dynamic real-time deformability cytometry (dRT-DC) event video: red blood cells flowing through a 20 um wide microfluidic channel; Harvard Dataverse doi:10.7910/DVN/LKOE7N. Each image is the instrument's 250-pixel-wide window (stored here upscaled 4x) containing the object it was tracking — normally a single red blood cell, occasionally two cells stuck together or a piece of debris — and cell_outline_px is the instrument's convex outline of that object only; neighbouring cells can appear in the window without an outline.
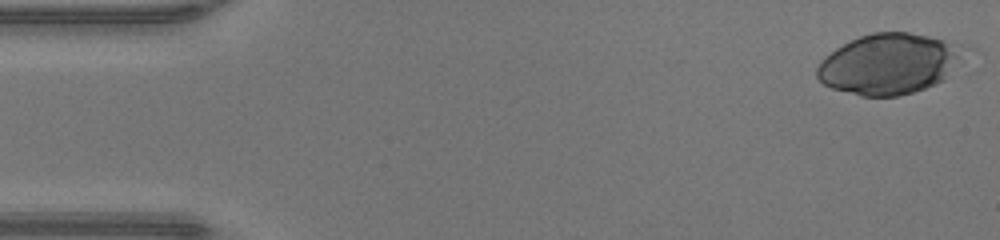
{"species": "human", "species_latin": "Homo sapiens", "temperature_condition": "warm", "stored_images_in_passage": 47, "camera_frame_rate_fps": 3000, "um_per_image_px": 0.085, "donor": {"sex": "male"}, "frame": {"image": 1, "passage_image": 1, "time_ms": 0.0, "image_size_px": [1000, 240], "cell_outline_px": [[964, 48], [944, 80], [936, 84], [912, 92], [896, 96], [860, 96], [832, 88], [824, 84], [816, 76], [816, 68], [820, 60], [836, 48], [860, 36], [872, 32], [908, 32], [928, 36], [960, 44]], "centroid_in_image_um": [75.5, 5.43], "position_along_channel_um": 9.5, "area_um2": 51.15}}
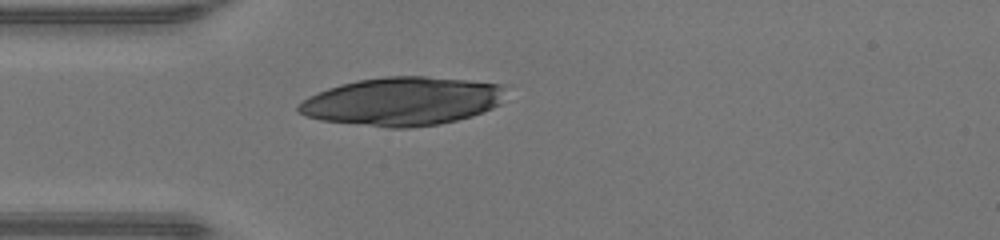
{"frame": {"image": 2, "passage_image": 13, "time_ms": 4.0, "image_size_px": [1000, 240], "cell_outline_px": [[504, 84], [500, 104], [484, 112], [472, 116], [440, 124], [412, 128], [388, 128], [320, 120], [308, 116], [300, 112], [296, 108], [308, 96], [328, 88], [340, 84], [356, 80], [384, 76], [424, 76], [468, 80]], "centroid_in_image_um": [34.2, 8.61], "position_along_channel_um": 50.8, "area_um2": 58.49}}
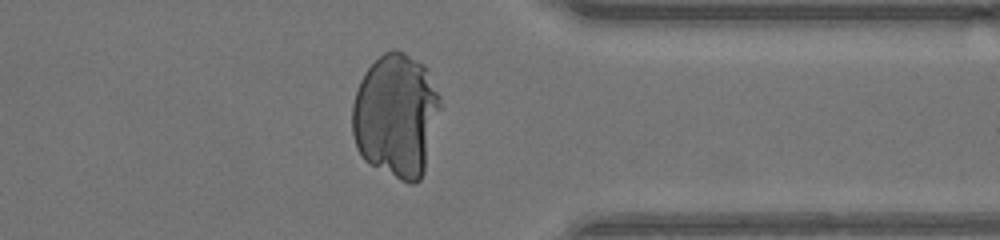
{"frame": {"image": 3, "passage_image": 37, "time_ms": 12.0, "image_size_px": [1000, 240], "cell_outline_px": [[440, 108], [424, 172], [420, 180], [412, 184], [400, 180], [368, 164], [364, 160], [356, 148], [352, 132], [352, 104], [360, 80], [364, 72], [384, 52], [392, 48], [396, 48], [404, 52], [424, 64], [428, 68], [440, 96]], "centroid_in_image_um": [33.66, 9.81], "position_along_channel_um": 377.7, "area_um2": 63.93}}